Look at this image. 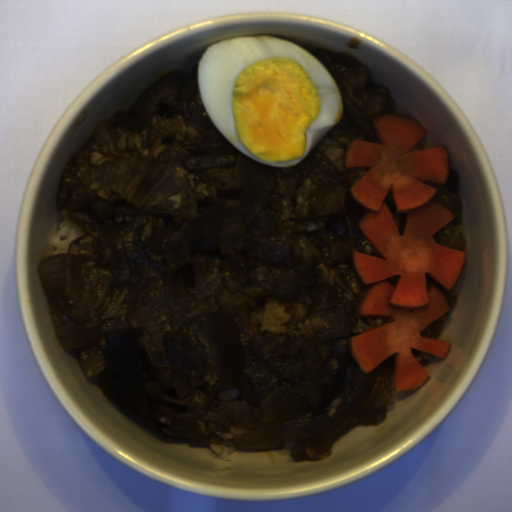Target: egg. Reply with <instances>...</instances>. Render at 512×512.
Segmentation results:
<instances>
[{"label": "egg", "instance_id": "d2b9013d", "mask_svg": "<svg viewBox=\"0 0 512 512\" xmlns=\"http://www.w3.org/2000/svg\"><path fill=\"white\" fill-rule=\"evenodd\" d=\"M197 81L215 128L262 165H297L344 111L332 77L291 40L242 35L212 44L198 58Z\"/></svg>", "mask_w": 512, "mask_h": 512}]
</instances>
